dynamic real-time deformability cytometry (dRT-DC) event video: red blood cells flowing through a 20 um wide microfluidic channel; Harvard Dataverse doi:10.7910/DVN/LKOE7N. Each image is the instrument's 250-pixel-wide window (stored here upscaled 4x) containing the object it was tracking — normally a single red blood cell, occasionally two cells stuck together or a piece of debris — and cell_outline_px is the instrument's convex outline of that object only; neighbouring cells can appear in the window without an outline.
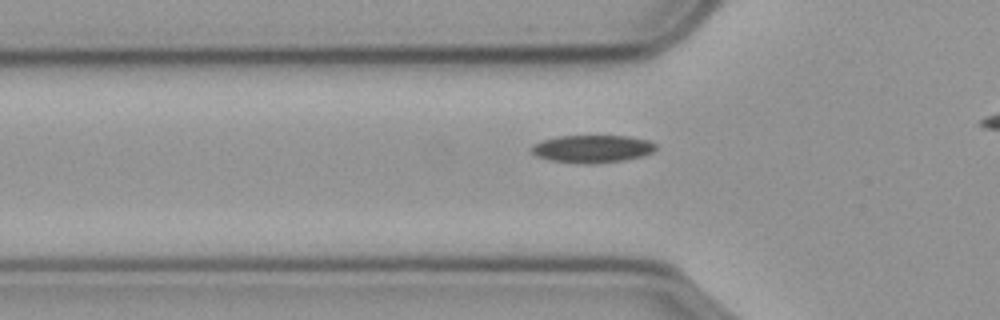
{"species": "common noctule bat (a hibernating species)", "species_latin": "Nyctalus noctula", "temperature_condition": "cold", "stored_images_in_passage": 32, "camera_frame_rate_fps": 3000, "um_per_image_px": 0.085, "animal": {"sex": "male", "body_mass_g": 23.1, "forearm_length_mm": 52.7}, "frame": {"image": 1, "passage_image": 4, "time_ms": 1.0, "image_size_px": [1000, 320], "cell_outline_px": [[656, 148], [652, 152], [640, 156], [624, 160], [592, 164], [588, 164], [552, 160], [536, 156], [528, 148], [532, 144], [540, 140], [556, 136], [628, 136], [648, 140], [656, 144]], "centroid_in_image_um": [50.29, 12.64], "position_along_channel_um": 75.5, "area_um2": 20.06}}
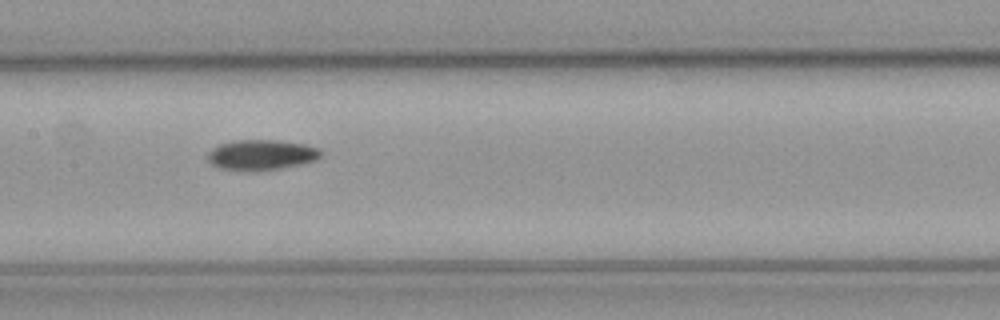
{"frame": {"image": 2, "passage_image": 13, "time_ms": 4.0, "image_size_px": [1000, 320], "cell_outline_px": [[324, 152], [320, 156], [312, 160], [300, 164], [280, 168], [256, 172], [252, 172], [220, 168], [212, 164], [208, 160], [208, 152], [212, 148], [220, 144], [236, 140], [280, 140], [304, 144], [320, 148]], "centroid_in_image_um": [22.21, 13.16], "position_along_channel_um": 185.2, "area_um2": 20.11}}
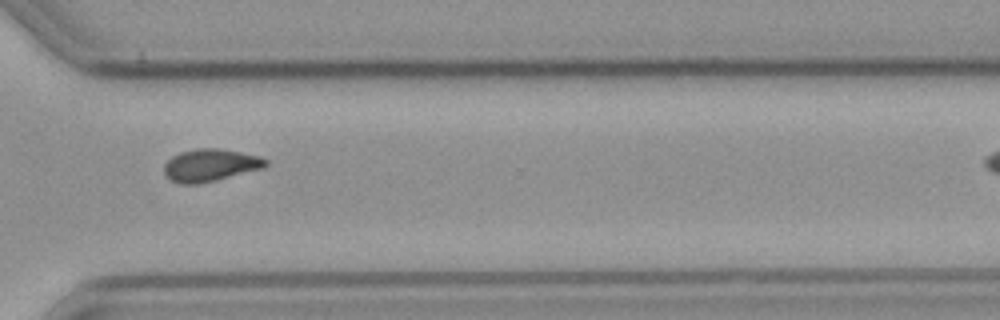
{"frame": {"image": 3, "passage_image": 27, "time_ms": 8.667, "image_size_px": [1000, 320], "cell_outline_px": [[268, 164], [264, 168], [216, 180], [196, 184], [180, 184], [172, 180], [164, 172], [164, 164], [172, 156], [180, 152], [196, 148], [220, 148], [260, 156], [268, 160]], "centroid_in_image_um": [17.89, 14.03], "position_along_channel_um": 352.7, "area_um2": 19.19}}